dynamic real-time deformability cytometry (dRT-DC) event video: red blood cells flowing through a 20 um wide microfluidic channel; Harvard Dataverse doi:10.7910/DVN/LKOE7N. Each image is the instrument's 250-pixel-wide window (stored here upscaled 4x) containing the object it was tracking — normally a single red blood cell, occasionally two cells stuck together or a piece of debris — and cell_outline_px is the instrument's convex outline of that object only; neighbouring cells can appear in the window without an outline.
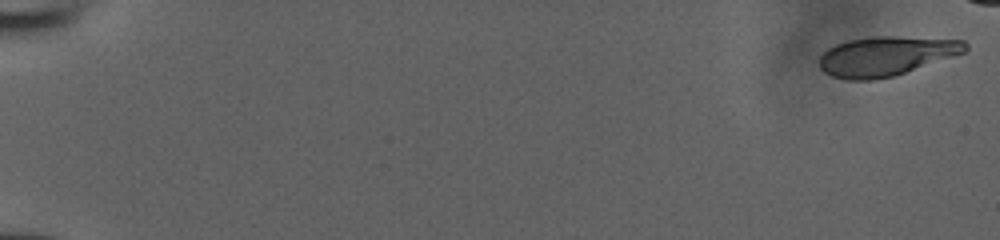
{"species": "human", "species_latin": "Homo sapiens", "temperature_condition": "room temperature", "stored_images_in_passage": 49, "camera_frame_rate_fps": 3000, "um_per_image_px": 0.085, "donor": {"sex": "male"}, "frame": {"image": 1, "passage_image": 1, "time_ms": 0.0, "image_size_px": [1000, 240], "cell_outline_px": [[968, 48], [964, 52], [892, 76], [872, 80], [848, 80], [832, 76], [824, 72], [820, 68], [820, 56], [828, 48], [836, 44], [848, 40], [868, 36], [896, 36], [964, 40], [968, 44]], "centroid_in_image_um": [75.27, 4.75], "position_along_channel_um": 9.7, "area_um2": 33.23}}
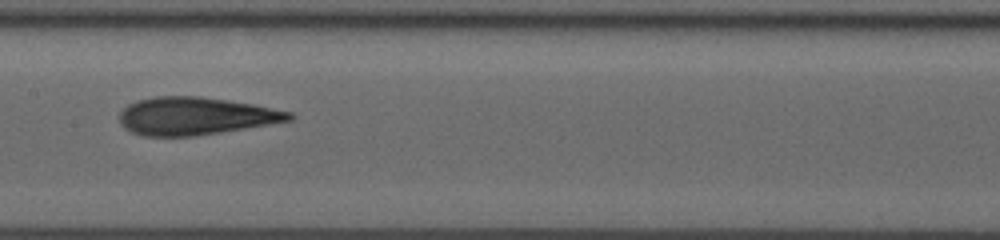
{"frame": {"image": 2, "passage_image": 29, "time_ms": 9.333, "image_size_px": [1000, 240], "cell_outline_px": [[296, 116], [292, 120], [220, 132], [192, 136], [144, 136], [132, 132], [124, 128], [120, 124], [120, 112], [128, 104], [136, 100], [156, 96], [200, 96], [256, 104], [292, 112]], "centroid_in_image_um": [16.61, 9.85], "position_along_channel_um": 190.8, "area_um2": 37.34}}
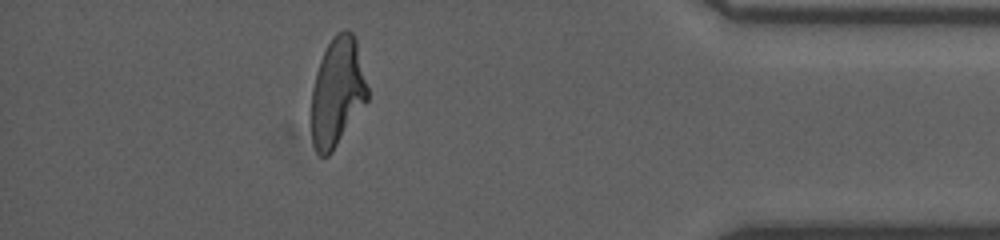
{"frame": {"image": 3, "passage_image": 47, "time_ms": 15.333, "image_size_px": [1000, 240], "cell_outline_px": [[368, 100], [332, 152], [328, 156], [320, 156], [316, 152], [312, 144], [308, 120], [312, 88], [316, 72], [320, 60], [328, 44], [336, 32], [344, 28], [348, 28], [352, 32], [356, 40], [368, 88]], "centroid_in_image_um": [28.62, 7.86], "position_along_channel_um": 406.6, "area_um2": 36.36}}